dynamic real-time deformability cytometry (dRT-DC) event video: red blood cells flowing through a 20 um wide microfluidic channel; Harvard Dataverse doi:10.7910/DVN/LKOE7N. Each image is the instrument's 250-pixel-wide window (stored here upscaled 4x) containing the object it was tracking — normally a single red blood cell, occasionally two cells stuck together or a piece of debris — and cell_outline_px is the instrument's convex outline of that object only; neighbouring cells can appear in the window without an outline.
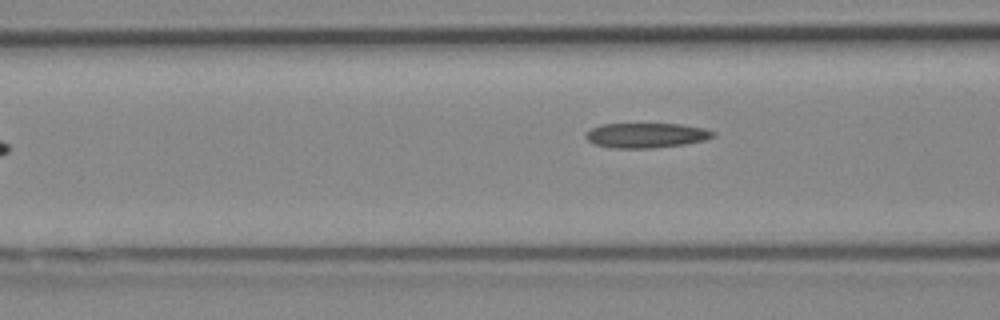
{"species": "Egyptian fruit bat (a non-hibernating species)", "species_latin": "Rousettus aegyptiacus", "temperature_condition": "cold", "stored_images_in_passage": 5, "camera_frame_rate_fps": 3000, "um_per_image_px": 0.085, "animal": {"sex": "female"}, "frame": {"image": 1, "passage_image": 5, "time_ms": 1.333, "image_size_px": [1000, 320], "cell_outline_px": [[716, 136], [704, 140], [684, 144], [652, 148], [612, 148], [592, 144], [584, 136], [592, 128], [600, 124], [680, 124], [704, 128], [716, 132]], "centroid_in_image_um": [54.93, 11.5], "position_along_channel_um": 111.7, "area_um2": 18.5}}